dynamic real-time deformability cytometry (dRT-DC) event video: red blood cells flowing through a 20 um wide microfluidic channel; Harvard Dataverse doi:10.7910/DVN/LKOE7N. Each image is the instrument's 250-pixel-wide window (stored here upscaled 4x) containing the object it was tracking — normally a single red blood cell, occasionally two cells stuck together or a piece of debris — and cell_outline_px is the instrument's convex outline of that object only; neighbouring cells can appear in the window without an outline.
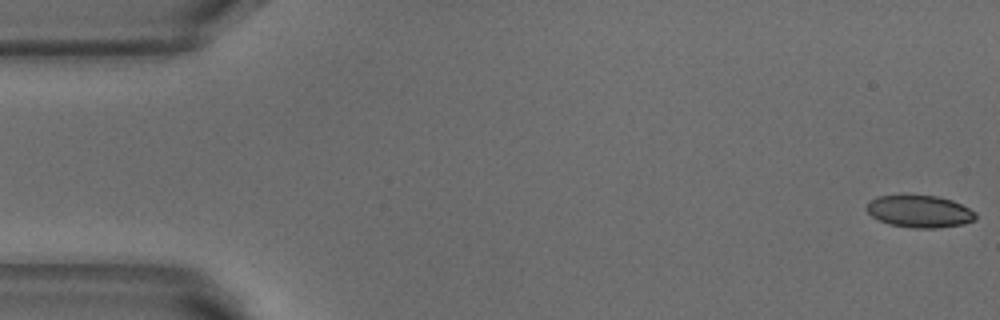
{"species": "common noctule bat (a hibernating species)", "species_latin": "Nyctalus noctula", "temperature_condition": "warm", "stored_images_in_passage": 10, "camera_frame_rate_fps": 3000, "um_per_image_px": 0.085, "animal": {"sex": "male", "body_mass_g": 18.8}, "frame": {"image": 1, "passage_image": 1, "time_ms": 0.0, "image_size_px": [1000, 320], "cell_outline_px": [[976, 220], [964, 224], [936, 228], [912, 228], [888, 224], [872, 216], [864, 208], [868, 200], [876, 196], [908, 192], [936, 196], [952, 200], [976, 212]], "centroid_in_image_um": [78.1, 17.92], "position_along_channel_um": 6.9, "area_um2": 21.33}}